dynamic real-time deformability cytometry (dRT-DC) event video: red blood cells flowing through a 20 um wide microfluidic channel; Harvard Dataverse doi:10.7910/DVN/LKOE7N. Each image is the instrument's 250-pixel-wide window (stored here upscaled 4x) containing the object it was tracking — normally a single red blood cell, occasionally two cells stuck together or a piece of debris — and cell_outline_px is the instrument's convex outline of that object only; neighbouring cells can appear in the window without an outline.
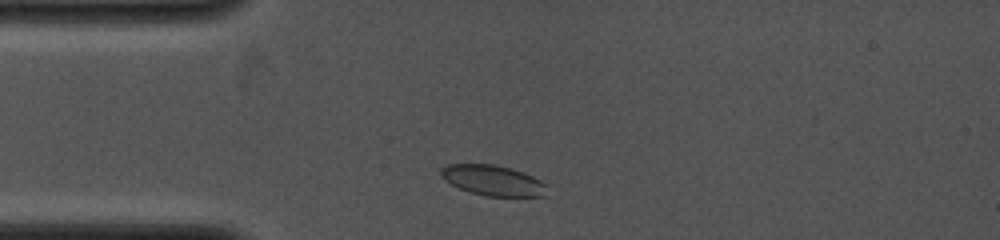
{"species": "common noctule bat (a hibernating species)", "species_latin": "Nyctalus noctula", "temperature_condition": "cold", "stored_images_in_passage": 1, "camera_frame_rate_fps": 4000, "um_per_image_px": 0.085, "animal": {"sex": "female", "body_mass_g": 19.0, "forearm_length_mm": 53.3}, "frame": {"image": 1, "passage_image": 1, "time_ms": 0.0, "image_size_px": [1000, 240], "cell_outline_px": [[548, 184], [544, 196], [484, 196], [460, 188], [444, 180], [440, 176], [440, 168], [448, 164], [492, 164], [524, 172]], "centroid_in_image_um": [41.89, 15.33], "position_along_channel_um": 43.1, "area_um2": 18.73}}